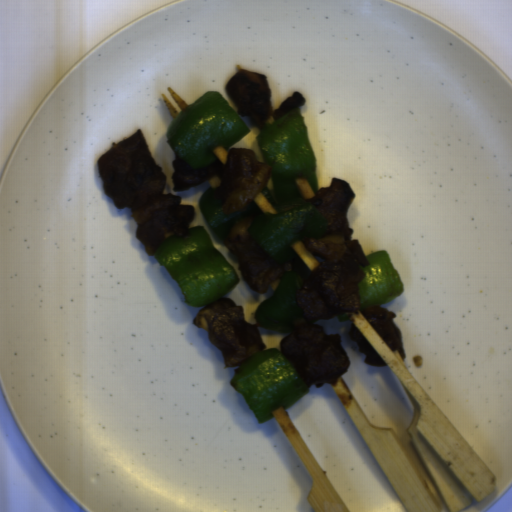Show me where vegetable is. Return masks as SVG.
Returning <instances> with one entry per match:
<instances>
[{"label": "vegetable", "mask_w": 512, "mask_h": 512, "mask_svg": "<svg viewBox=\"0 0 512 512\" xmlns=\"http://www.w3.org/2000/svg\"><path fill=\"white\" fill-rule=\"evenodd\" d=\"M153 256L173 277L185 303L194 307L227 296L240 280L201 225L189 227L187 236L161 241Z\"/></svg>", "instance_id": "add77e79"}, {"label": "vegetable", "mask_w": 512, "mask_h": 512, "mask_svg": "<svg viewBox=\"0 0 512 512\" xmlns=\"http://www.w3.org/2000/svg\"><path fill=\"white\" fill-rule=\"evenodd\" d=\"M250 132L224 96L206 91L176 117L166 137L179 159L195 170L217 160L215 147L228 150Z\"/></svg>", "instance_id": "ea0f7189"}, {"label": "vegetable", "mask_w": 512, "mask_h": 512, "mask_svg": "<svg viewBox=\"0 0 512 512\" xmlns=\"http://www.w3.org/2000/svg\"><path fill=\"white\" fill-rule=\"evenodd\" d=\"M365 257L369 266L362 267L364 278L358 285V309L390 304L404 293L398 271L385 250L374 251Z\"/></svg>", "instance_id": "6e5ebb59"}, {"label": "vegetable", "mask_w": 512, "mask_h": 512, "mask_svg": "<svg viewBox=\"0 0 512 512\" xmlns=\"http://www.w3.org/2000/svg\"><path fill=\"white\" fill-rule=\"evenodd\" d=\"M256 143L262 161L272 167L271 185L260 192L269 202L300 194L298 180H306L315 194L320 191L315 155L300 108L280 119L269 118L260 126Z\"/></svg>", "instance_id": "f7b5029e"}, {"label": "vegetable", "mask_w": 512, "mask_h": 512, "mask_svg": "<svg viewBox=\"0 0 512 512\" xmlns=\"http://www.w3.org/2000/svg\"><path fill=\"white\" fill-rule=\"evenodd\" d=\"M218 187L209 186L199 197L197 205L207 225L217 239L222 241L237 222L247 219V217L255 213L257 205L252 200L242 210L233 213H223L214 194Z\"/></svg>", "instance_id": "b0100df1"}, {"label": "vegetable", "mask_w": 512, "mask_h": 512, "mask_svg": "<svg viewBox=\"0 0 512 512\" xmlns=\"http://www.w3.org/2000/svg\"><path fill=\"white\" fill-rule=\"evenodd\" d=\"M229 383L261 424L272 419V411L288 409L310 389L277 347L264 349L236 366Z\"/></svg>", "instance_id": "96ceb2fe"}, {"label": "vegetable", "mask_w": 512, "mask_h": 512, "mask_svg": "<svg viewBox=\"0 0 512 512\" xmlns=\"http://www.w3.org/2000/svg\"><path fill=\"white\" fill-rule=\"evenodd\" d=\"M327 222L320 212L311 207H301L274 214H260L248 232L270 260L288 263L297 254L293 242L305 236H325Z\"/></svg>", "instance_id": "f1789d4c"}, {"label": "vegetable", "mask_w": 512, "mask_h": 512, "mask_svg": "<svg viewBox=\"0 0 512 512\" xmlns=\"http://www.w3.org/2000/svg\"><path fill=\"white\" fill-rule=\"evenodd\" d=\"M350 313L351 312L346 313V314L341 315V316H336V317H337L338 321H344L345 322L346 320H348Z\"/></svg>", "instance_id": "8f987158"}, {"label": "vegetable", "mask_w": 512, "mask_h": 512, "mask_svg": "<svg viewBox=\"0 0 512 512\" xmlns=\"http://www.w3.org/2000/svg\"><path fill=\"white\" fill-rule=\"evenodd\" d=\"M306 278L294 271H284L277 288L255 309L254 319L260 327L276 332H291L298 326L315 322L307 320L297 304V291Z\"/></svg>", "instance_id": "8f37a823"}]
</instances>
